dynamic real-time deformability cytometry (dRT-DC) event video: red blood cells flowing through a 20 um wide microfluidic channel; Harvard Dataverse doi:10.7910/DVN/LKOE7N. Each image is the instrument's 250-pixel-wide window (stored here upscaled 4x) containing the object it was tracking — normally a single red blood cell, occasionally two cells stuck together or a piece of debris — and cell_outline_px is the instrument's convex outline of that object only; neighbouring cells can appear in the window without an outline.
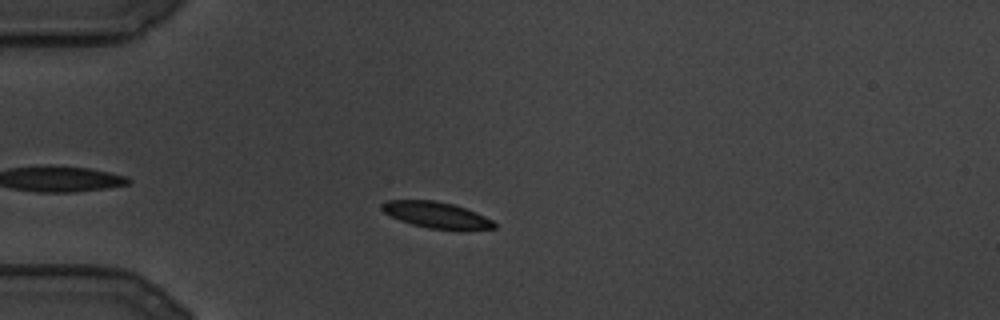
{"species": "common noctule bat (a hibernating species)", "species_latin": "Nyctalus noctula", "temperature_condition": "cold", "stored_images_in_passage": 97, "camera_frame_rate_fps": 3000, "um_per_image_px": 0.085, "animal": {"sex": "male", "body_mass_g": 19.5, "forearm_length_mm": 54.6}, "frame": {"image": 1, "passage_image": 20, "time_ms": 6.333, "image_size_px": [1000, 320], "cell_outline_px": [[496, 228], [460, 232], [456, 232], [428, 228], [412, 224], [400, 220], [384, 212], [380, 208], [380, 204], [388, 200], [436, 200], [452, 204], [476, 212], [492, 220], [496, 224]], "centroid_in_image_um": [37.15, 18.31], "position_along_channel_um": 47.9, "area_um2": 17.63}}
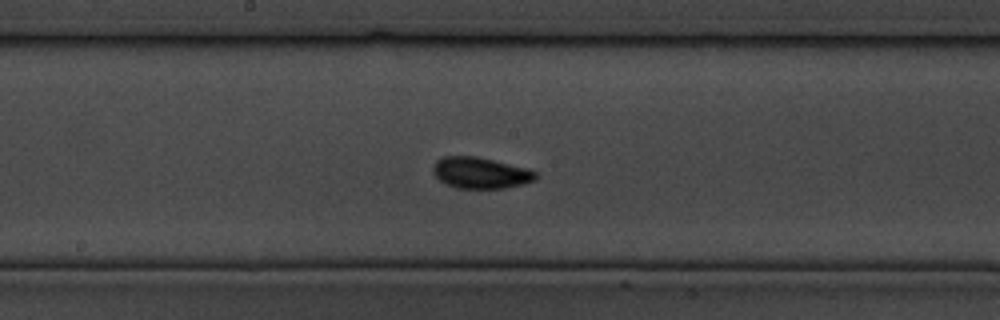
{"frame": {"image": 2, "passage_image": 51, "time_ms": 16.667, "image_size_px": [1000, 320], "cell_outline_px": [[540, 176], [536, 180], [524, 184], [504, 188], [456, 188], [444, 184], [432, 172], [432, 164], [436, 160], [444, 156], [476, 156], [528, 168], [536, 172]], "centroid_in_image_um": [40.85, 14.69], "position_along_channel_um": 207.4, "area_um2": 18.96}}
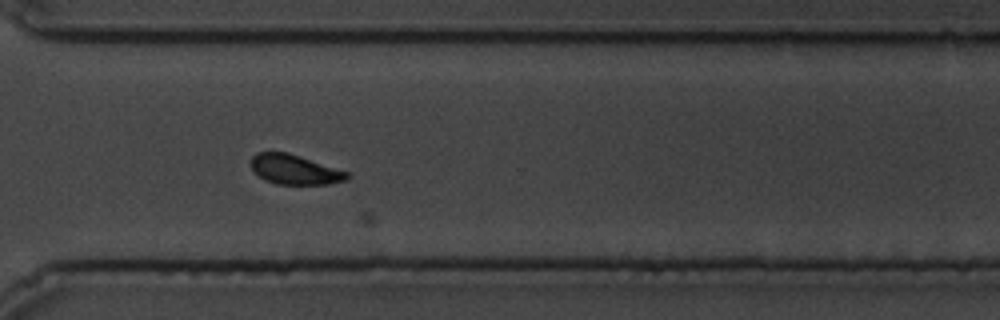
{"frame": {"image": 3, "passage_image": 75, "time_ms": 24.667, "image_size_px": [1000, 320], "cell_outline_px": [[352, 176], [348, 180], [328, 184], [276, 184], [260, 176], [252, 168], [252, 156], [256, 152], [288, 152], [348, 172]], "centroid_in_image_um": [25.1, 14.41], "position_along_channel_um": 345.5, "area_um2": 16.47}}